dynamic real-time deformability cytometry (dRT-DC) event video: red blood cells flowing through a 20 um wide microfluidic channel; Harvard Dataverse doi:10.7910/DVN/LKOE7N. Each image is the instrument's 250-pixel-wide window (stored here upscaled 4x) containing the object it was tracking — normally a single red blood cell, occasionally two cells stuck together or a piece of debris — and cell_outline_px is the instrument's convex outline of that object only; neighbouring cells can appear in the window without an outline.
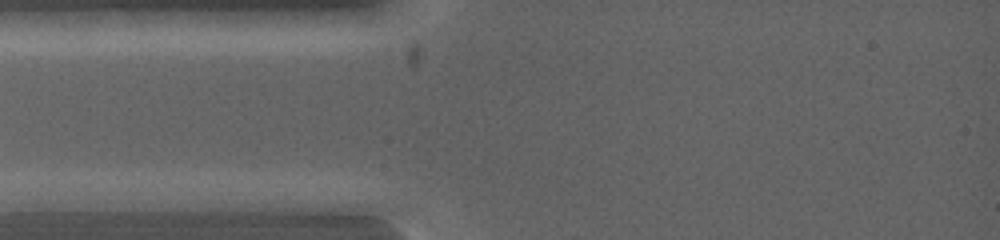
{"species": "common noctule bat (a hibernating species)", "species_latin": "Nyctalus noctula", "temperature_condition": "warm", "stored_images_in_passage": 3, "camera_frame_rate_fps": 5000, "um_per_image_px": 0.085, "animal": {"sex": "female", "body_mass_g": 19.0, "forearm_length_mm": 53.3}, "frame": {"image": 1, "passage_image": 1, "time_ms": 0.0, "image_size_px": [1000, 240], "cell_outline_px": [[108, 200], [96, 212], [20, 212], [12, 200], [36, 192]], "centroid_in_image_um": [4.86, 17.3], "position_along_channel_um": 80.1, "area_um2": 10.23}}